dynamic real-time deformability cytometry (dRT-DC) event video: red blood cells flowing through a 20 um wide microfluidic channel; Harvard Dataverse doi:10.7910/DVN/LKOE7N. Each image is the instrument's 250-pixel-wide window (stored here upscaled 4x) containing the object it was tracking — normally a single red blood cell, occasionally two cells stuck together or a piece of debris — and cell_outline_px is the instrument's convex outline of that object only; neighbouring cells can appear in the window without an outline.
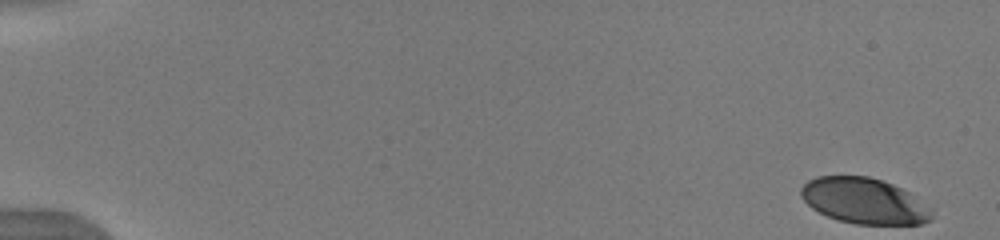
{"species": "human", "species_latin": "Homo sapiens", "temperature_condition": "warm", "stored_images_in_passage": 52, "camera_frame_rate_fps": 3000, "um_per_image_px": 0.085, "donor": {"sex": "male"}, "frame": {"image": 1, "passage_image": 1, "time_ms": 0.0, "image_size_px": [1000, 240], "cell_outline_px": [[932, 220], [920, 224], [856, 224], [836, 220], [812, 208], [800, 196], [800, 188], [808, 180], [816, 176], [868, 176], [892, 184], [908, 192], [932, 208]], "centroid_in_image_um": [73.45, 17.08], "position_along_channel_um": 11.6, "area_um2": 34.85}}
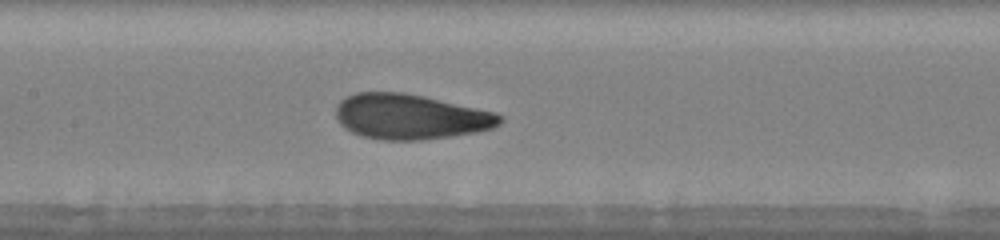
{"frame": {"image": 2, "passage_image": 26, "time_ms": 8.333, "image_size_px": [1000, 240], "cell_outline_px": [[504, 120], [500, 124], [492, 128], [476, 132], [452, 136], [424, 140], [380, 140], [364, 136], [352, 132], [344, 128], [340, 124], [336, 116], [336, 104], [344, 96], [356, 92], [404, 92], [424, 96], [496, 112], [504, 116]], "centroid_in_image_um": [34.88, 9.91], "position_along_channel_um": 172.5, "area_um2": 43.58}}
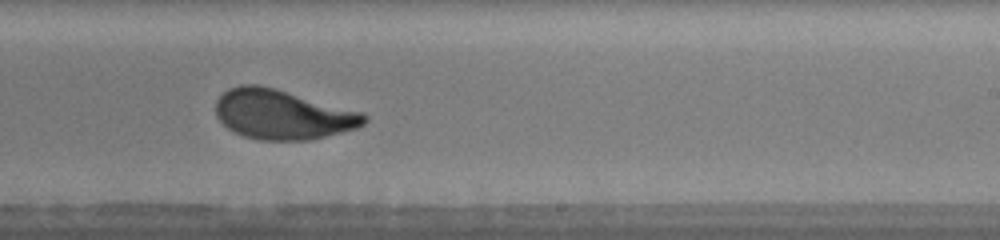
{"frame": {"image": 3, "passage_image": 33, "time_ms": 10.667, "image_size_px": [1000, 240], "cell_outline_px": [[368, 120], [364, 124], [356, 128], [308, 140], [260, 140], [244, 136], [228, 128], [216, 116], [216, 100], [228, 88], [240, 84], [260, 84], [276, 88], [364, 112], [368, 116]], "centroid_in_image_um": [24.02, 9.71], "position_along_channel_um": 265.0, "area_um2": 43.06}}